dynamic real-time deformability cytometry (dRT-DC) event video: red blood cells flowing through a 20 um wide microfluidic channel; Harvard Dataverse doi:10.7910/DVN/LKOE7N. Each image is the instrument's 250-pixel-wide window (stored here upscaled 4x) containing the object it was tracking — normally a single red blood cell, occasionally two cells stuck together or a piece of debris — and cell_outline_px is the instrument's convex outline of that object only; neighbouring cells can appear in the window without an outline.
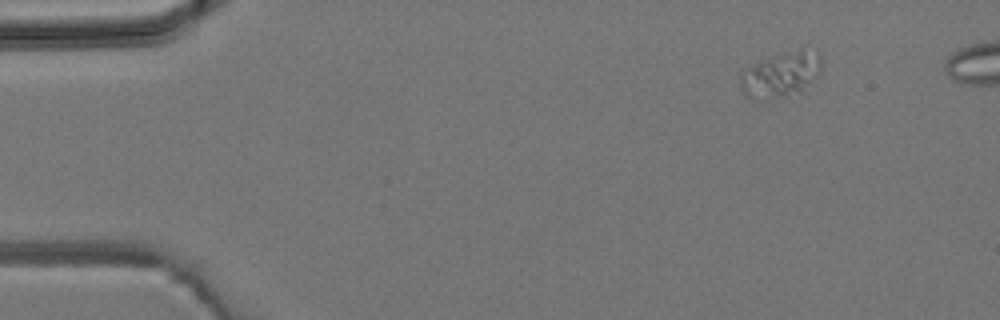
{"species": "common noctule bat (a hibernating species)", "species_latin": "Nyctalus noctula", "temperature_condition": "room temperature", "stored_images_in_passage": 5, "camera_frame_rate_fps": 3000, "um_per_image_px": 0.085, "animal": {"sex": "male", "body_mass_g": 19.2, "forearm_length_mm": 51.8}, "frame": {"image": 1, "passage_image": 1, "time_ms": 0.0, "image_size_px": [1000, 320], "cell_outline_px": [[820, 72], [800, 92], [788, 96], [756, 100], [752, 100], [744, 92], [740, 84], [740, 68], [800, 48], [816, 48], [820, 56]], "centroid_in_image_um": [66.36, 6.33], "position_along_channel_um": 18.6, "area_um2": 21.44}}
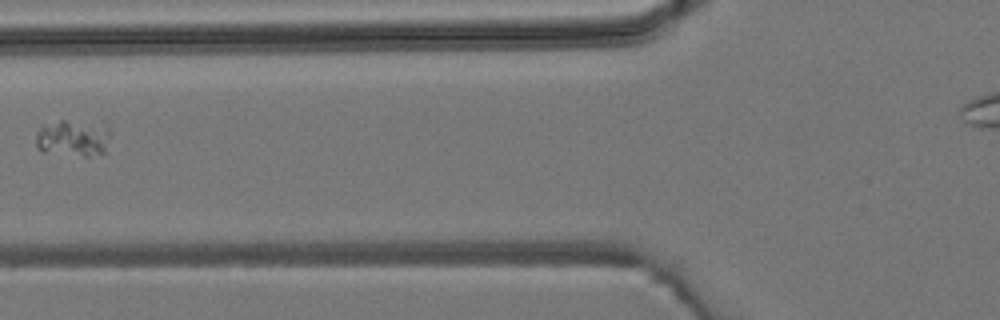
{"frame": {"image": 2, "passage_image": 5, "time_ms": 4.667, "image_size_px": [1000, 320], "cell_outline_px": [[112, 132], [104, 152], [88, 156], [84, 156], [44, 152], [36, 144], [36, 132], [44, 124], [60, 120], [64, 120], [112, 128]], "centroid_in_image_um": [6.2, 11.75], "position_along_channel_um": 119.6, "area_um2": 15.61}}